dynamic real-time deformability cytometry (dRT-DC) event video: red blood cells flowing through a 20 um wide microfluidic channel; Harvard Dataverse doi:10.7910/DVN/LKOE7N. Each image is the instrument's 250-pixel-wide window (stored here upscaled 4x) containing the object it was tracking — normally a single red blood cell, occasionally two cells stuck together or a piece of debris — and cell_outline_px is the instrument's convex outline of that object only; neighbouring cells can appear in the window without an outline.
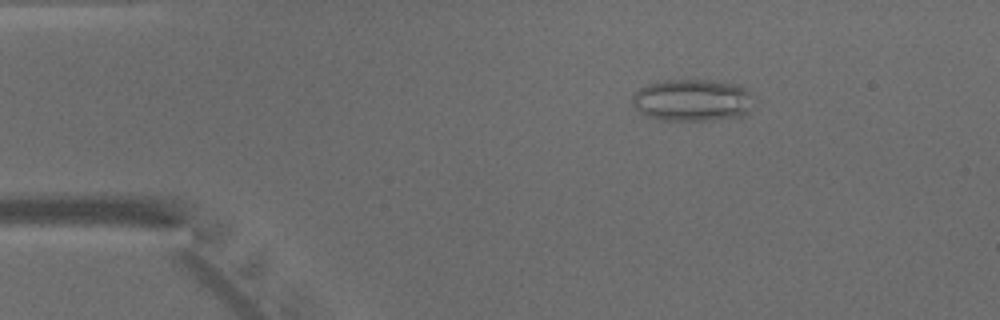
{"species": "common noctule bat (a hibernating species)", "species_latin": "Nyctalus noctula", "temperature_condition": "warm", "stored_images_in_passage": 47, "camera_frame_rate_fps": 3000, "um_per_image_px": 0.085, "animal": {"sex": "male", "body_mass_g": 15.6}, "frame": {"image": 1, "passage_image": 8, "time_ms": 2.333, "image_size_px": [1000, 320], "cell_outline_px": [[748, 116], [708, 120], [660, 120], [648, 116], [640, 112], [632, 104], [632, 96], [640, 88], [656, 80], [712, 80], [740, 84], [748, 92]], "centroid_in_image_um": [58.8, 8.51], "position_along_channel_um": 26.2, "area_um2": 29.71}}
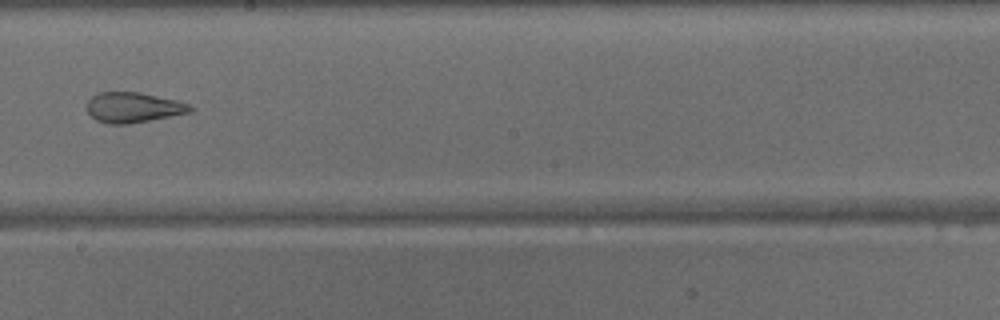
{"frame": {"image": 2, "passage_image": 27, "time_ms": 8.667, "image_size_px": [1000, 320], "cell_outline_px": [[196, 108], [192, 112], [128, 124], [108, 124], [96, 120], [88, 112], [88, 100], [92, 96], [100, 92], [140, 92], [176, 100], [192, 104]], "centroid_in_image_um": [11.38, 9.13], "position_along_channel_um": 236.8, "area_um2": 18.26}}
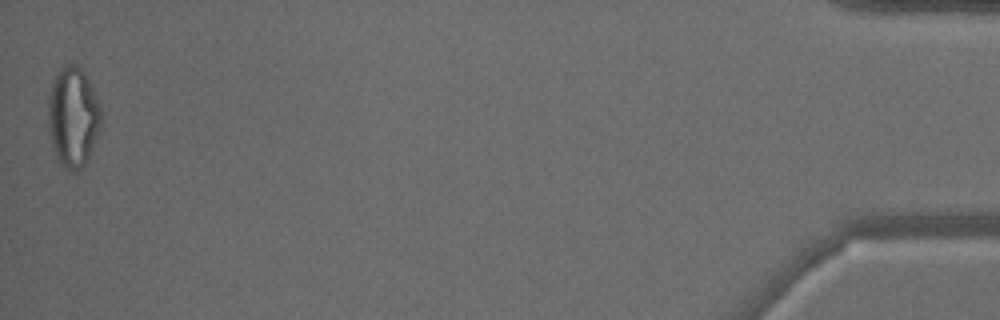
{"frame": {"image": 3, "passage_image": 47, "time_ms": 15.333, "image_size_px": [1000, 320], "cell_outline_px": [[100, 124], [96, 136], [88, 156], [84, 164], [80, 168], [72, 172], [56, 156], [52, 148], [48, 128], [48, 92], [52, 80], [60, 68], [68, 64], [76, 64], [84, 72], [100, 104]], "centroid_in_image_um": [6.16, 9.88], "position_along_channel_um": 429.0, "area_um2": 30.4}}